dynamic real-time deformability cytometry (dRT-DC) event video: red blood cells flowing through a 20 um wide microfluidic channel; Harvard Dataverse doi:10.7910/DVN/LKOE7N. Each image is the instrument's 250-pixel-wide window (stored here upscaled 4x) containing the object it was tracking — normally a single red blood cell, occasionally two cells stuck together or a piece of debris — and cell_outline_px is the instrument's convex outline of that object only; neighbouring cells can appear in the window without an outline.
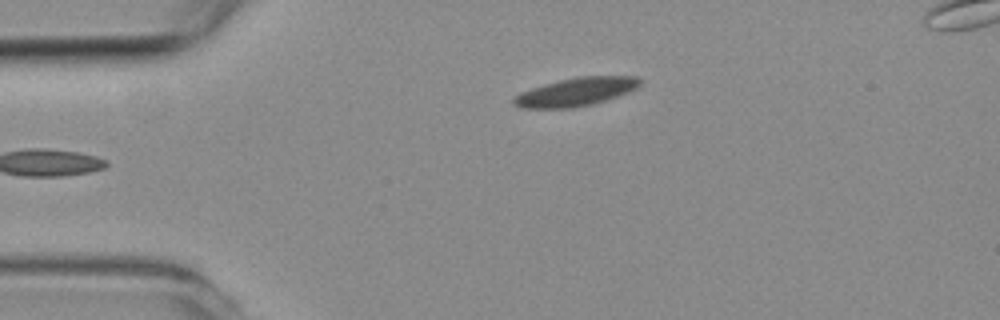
{"species": "common noctule bat (a hibernating species)", "species_latin": "Nyctalus noctula", "temperature_condition": "room temperature", "stored_images_in_passage": 4, "camera_frame_rate_fps": 3000, "um_per_image_px": 0.085, "animal": {"sex": "female", "body_mass_g": 19.3, "forearm_length_mm": 54.1}, "frame": {"image": 1, "passage_image": 4, "time_ms": 5.0, "image_size_px": [1000, 320], "cell_outline_px": [[640, 84], [636, 88], [628, 92], [592, 104], [572, 108], [520, 108], [512, 104], [512, 100], [520, 92], [544, 84], [576, 76], [640, 76]], "centroid_in_image_um": [48.93, 7.8], "position_along_channel_um": 36.1, "area_um2": 20.75}}